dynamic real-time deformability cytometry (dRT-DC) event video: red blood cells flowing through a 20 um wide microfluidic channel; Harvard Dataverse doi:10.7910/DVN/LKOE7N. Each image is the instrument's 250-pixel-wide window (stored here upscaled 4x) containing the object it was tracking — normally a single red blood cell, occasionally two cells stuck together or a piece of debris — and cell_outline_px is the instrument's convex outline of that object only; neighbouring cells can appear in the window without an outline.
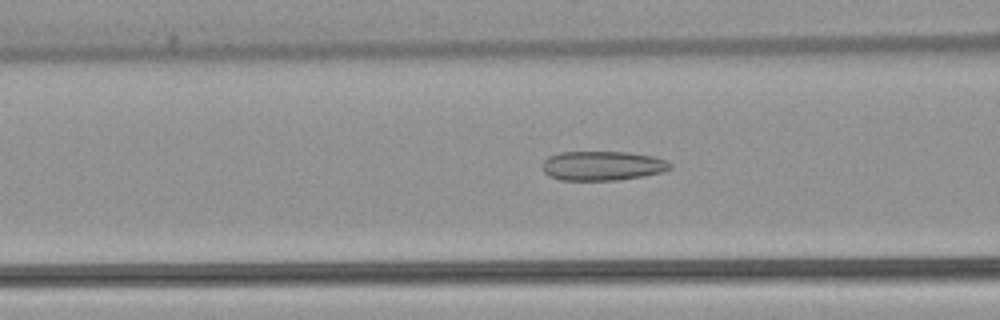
{"species": "common noctule bat (a hibernating species)", "species_latin": "Nyctalus noctula", "temperature_condition": "warm", "stored_images_in_passage": 53, "camera_frame_rate_fps": 3000, "um_per_image_px": 0.085, "animal": {"sex": "female", "body_mass_g": 22.7, "forearm_length_mm": 54.2}, "frame": {"image": 1, "passage_image": 21, "time_ms": 6.667, "image_size_px": [1000, 320], "cell_outline_px": [[672, 168], [664, 172], [644, 176], [620, 180], [560, 180], [548, 176], [544, 172], [540, 164], [548, 156], [560, 152], [628, 152], [652, 156], [668, 160], [672, 164]], "centroid_in_image_um": [51.21, 14.09], "position_along_channel_um": 115.4, "area_um2": 22.25}}
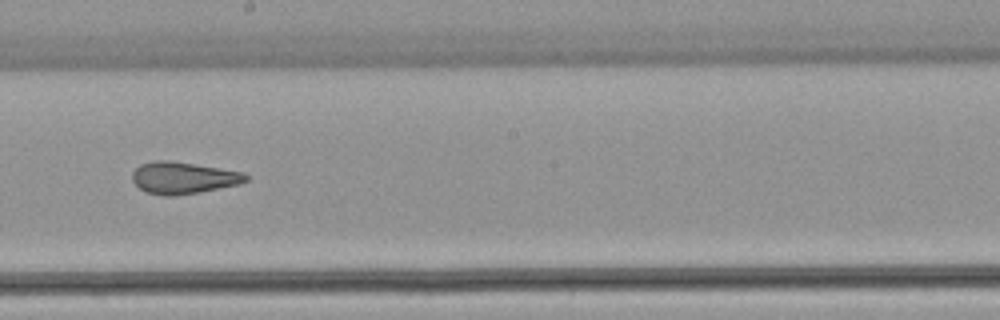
{"frame": {"image": 2, "passage_image": 30, "time_ms": 9.667, "image_size_px": [1000, 320], "cell_outline_px": [[248, 180], [240, 184], [200, 192], [176, 196], [164, 196], [144, 192], [132, 180], [132, 172], [140, 164], [152, 160], [168, 160], [244, 172], [248, 176]], "centroid_in_image_um": [15.56, 15.12], "position_along_channel_um": 232.6, "area_um2": 21.21}}
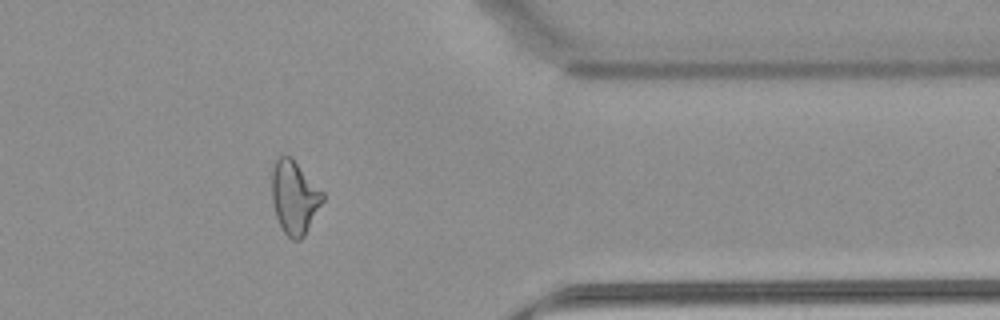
{"frame": {"image": 3, "passage_image": 43, "time_ms": 14.0, "image_size_px": [1000, 320], "cell_outline_px": [[324, 200], [304, 236], [300, 240], [292, 240], [284, 232], [276, 216], [272, 204], [272, 168], [276, 160], [284, 152], [292, 156], [324, 192]], "centroid_in_image_um": [25.03, 16.72], "position_along_channel_um": 386.4, "area_um2": 22.02}, "authors_computed_cell_mechanics": {"area_um2": 23.3512, "velocity_mm_per_s": 3.9092, "shape_relaxation_time_tau1_ms": null, "shape_relaxation_time_tau2_ms": 1.9694, "deformation_change_tau1": null, "deformation_change_tau2": 0.0999}}